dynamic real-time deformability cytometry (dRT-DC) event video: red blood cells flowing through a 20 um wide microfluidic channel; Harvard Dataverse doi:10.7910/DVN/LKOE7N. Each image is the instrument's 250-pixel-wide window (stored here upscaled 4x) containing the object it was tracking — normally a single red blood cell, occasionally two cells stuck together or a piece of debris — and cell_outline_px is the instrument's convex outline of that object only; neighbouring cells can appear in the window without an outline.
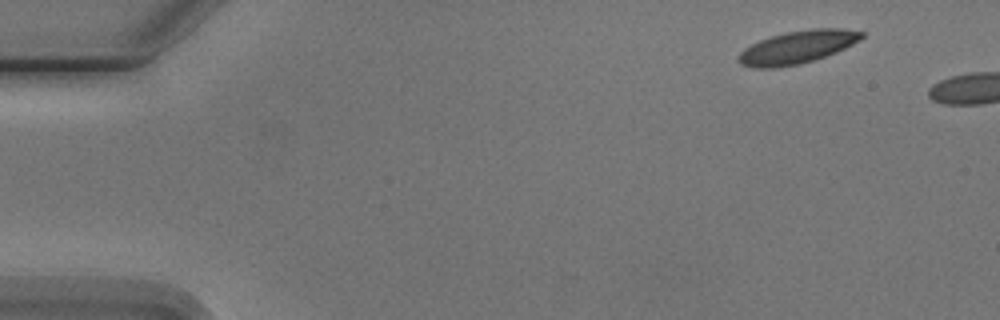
{"species": "Egyptian fruit bat (a non-hibernating species)", "species_latin": "Rousettus aegyptiacus", "temperature_condition": "cold", "stored_images_in_passage": 3, "camera_frame_rate_fps": 3000, "um_per_image_px": 0.085, "animal": {"sex": "male"}, "frame": {"image": 1, "passage_image": 1, "time_ms": 0.0, "image_size_px": [1000, 320], "cell_outline_px": [[864, 36], [860, 40], [836, 52], [800, 64], [776, 68], [752, 68], [740, 64], [740, 52], [744, 48], [768, 36], [784, 32], [812, 28], [844, 28], [864, 32]], "centroid_in_image_um": [67.78, 3.99], "position_along_channel_um": 17.2, "area_um2": 23.58}}